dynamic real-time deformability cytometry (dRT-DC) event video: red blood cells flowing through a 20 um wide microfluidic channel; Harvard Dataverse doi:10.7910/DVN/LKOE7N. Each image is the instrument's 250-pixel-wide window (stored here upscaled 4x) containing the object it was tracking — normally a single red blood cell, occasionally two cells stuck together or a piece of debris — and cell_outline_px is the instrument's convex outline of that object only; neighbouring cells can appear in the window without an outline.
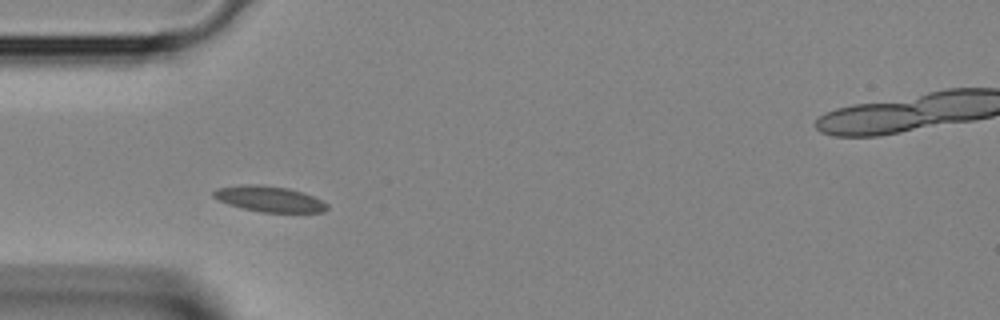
{"species": "Egyptian fruit bat (a non-hibernating species)", "species_latin": "Rousettus aegyptiacus", "temperature_condition": "room temperature", "stored_images_in_passage": 1, "camera_frame_rate_fps": 3000, "um_per_image_px": 0.085, "animal": {"sex": "female"}, "frame": {"image": 1, "passage_image": 1, "time_ms": 0.0, "image_size_px": [1000, 320], "cell_outline_px": [[328, 208], [324, 212], [260, 212], [228, 204], [212, 196], [212, 192], [216, 188], [244, 184], [256, 184], [288, 188], [304, 192], [328, 204]], "centroid_in_image_um": [22.88, 16.9], "position_along_channel_um": 62.1, "area_um2": 16.94}}